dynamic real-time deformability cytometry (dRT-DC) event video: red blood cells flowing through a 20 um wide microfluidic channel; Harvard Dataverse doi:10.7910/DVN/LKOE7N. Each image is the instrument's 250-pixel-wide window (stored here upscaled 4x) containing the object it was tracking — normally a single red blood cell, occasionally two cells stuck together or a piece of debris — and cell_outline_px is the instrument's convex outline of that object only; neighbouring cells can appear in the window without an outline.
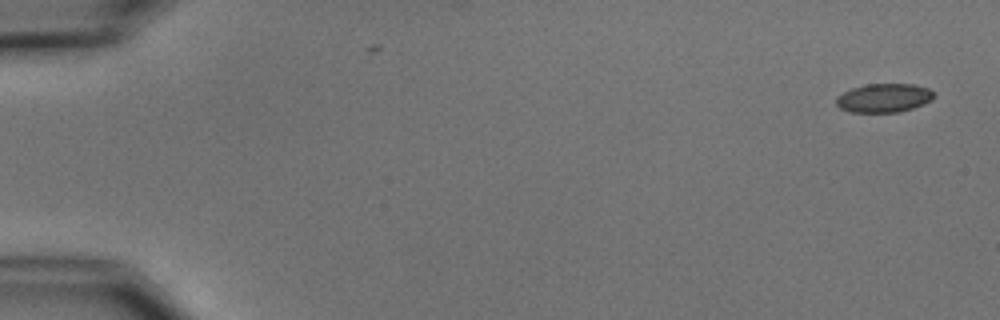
{"species": "common noctule bat (a hibernating species)", "species_latin": "Nyctalus noctula", "temperature_condition": "cold", "stored_images_in_passage": 2, "camera_frame_rate_fps": 3000, "um_per_image_px": 0.085, "animal": {"sex": "male", "body_mass_g": 15.6}, "frame": {"image": 1, "passage_image": 1, "time_ms": 0.0, "image_size_px": [1000, 320], "cell_outline_px": [[936, 96], [932, 100], [924, 104], [900, 112], [848, 112], [840, 108], [836, 104], [836, 96], [852, 88], [864, 84], [912, 84], [928, 88], [936, 92]], "centroid_in_image_um": [75.15, 8.32], "position_along_channel_um": 9.8, "area_um2": 16.59}}